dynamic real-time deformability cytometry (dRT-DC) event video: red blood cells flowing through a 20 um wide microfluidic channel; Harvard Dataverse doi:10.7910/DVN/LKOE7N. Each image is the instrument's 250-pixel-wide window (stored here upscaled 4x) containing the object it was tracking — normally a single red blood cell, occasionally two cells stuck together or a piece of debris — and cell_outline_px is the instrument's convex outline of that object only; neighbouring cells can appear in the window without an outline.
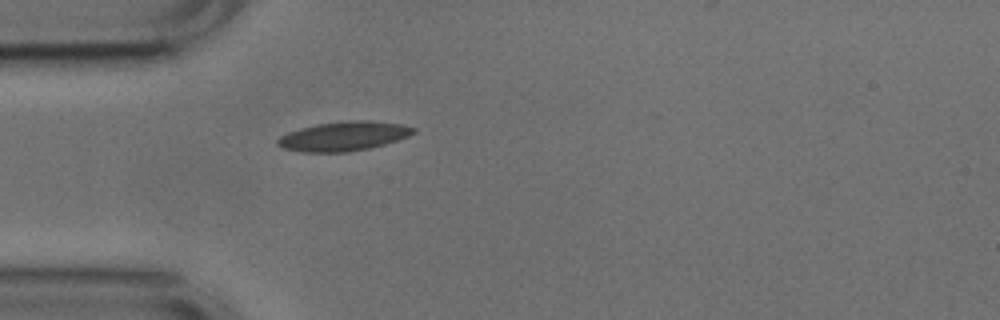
{"species": "common noctule bat (a hibernating species)", "species_latin": "Nyctalus noctula", "temperature_condition": "cold", "stored_images_in_passage": 35, "camera_frame_rate_fps": 3000, "um_per_image_px": 0.085, "animal": {"sex": "male", "body_mass_g": 17.9, "forearm_length_mm": 54.2}, "frame": {"image": 1, "passage_image": 1, "time_ms": 0.0, "image_size_px": [1000, 320], "cell_outline_px": [[416, 132], [408, 136], [384, 144], [368, 148], [348, 152], [304, 152], [284, 148], [276, 144], [276, 140], [280, 136], [288, 132], [300, 128], [316, 124], [348, 120], [368, 120], [400, 124], [416, 128]], "centroid_in_image_um": [29.19, 11.57], "position_along_channel_um": 55.8, "area_um2": 23.12}, "authors_computed_cell_mechanics": {"area_um2": 21.0392, "velocity_mm_per_s": 3.7713, "shape_relaxation_time_tau1_ms": 4.1571, "shape_relaxation_time_tau2_ms": 2.7993, "deformation_change_tau1": 0.1133, "deformation_change_tau2": 0.0663}}